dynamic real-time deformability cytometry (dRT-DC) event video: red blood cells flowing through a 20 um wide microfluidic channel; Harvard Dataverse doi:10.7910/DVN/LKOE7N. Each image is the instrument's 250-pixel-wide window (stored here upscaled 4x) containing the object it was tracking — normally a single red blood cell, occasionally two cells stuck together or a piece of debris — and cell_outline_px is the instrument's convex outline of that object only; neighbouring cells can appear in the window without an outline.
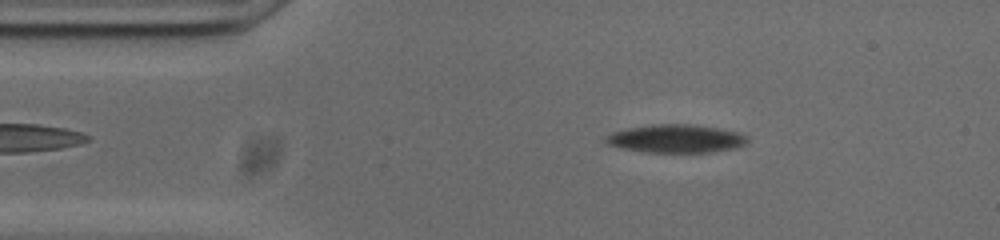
{"species": "common noctule bat (a hibernating species)", "species_latin": "Nyctalus noctula", "temperature_condition": "cold", "stored_images_in_passage": 54, "camera_frame_rate_fps": 3000, "um_per_image_px": 0.085, "animal": {"sex": "male", "body_mass_g": 20.0, "forearm_length_mm": 53.3}, "frame": {"image": 1, "passage_image": 7, "time_ms": 2.0, "image_size_px": [1000, 240], "cell_outline_px": [[748, 140], [744, 144], [732, 148], [708, 152], [648, 152], [624, 148], [608, 144], [604, 140], [612, 132], [628, 128], [656, 124], [692, 124], [716, 128], [736, 132], [748, 136]], "centroid_in_image_um": [57.45, 11.78], "position_along_channel_um": 27.5, "area_um2": 22.77}}
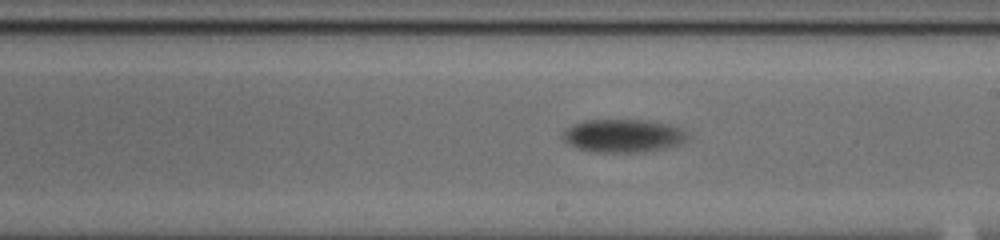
{"frame": {"image": 2, "passage_image": 28, "time_ms": 9.0, "image_size_px": [1000, 240], "cell_outline_px": [[684, 140], [676, 144], [664, 148], [644, 152], [600, 152], [580, 148], [564, 140], [560, 132], [564, 128], [572, 124], [584, 120], [648, 120], [668, 124], [684, 128]], "centroid_in_image_um": [52.91, 11.52], "position_along_channel_um": 236.1, "area_um2": 23.81}}
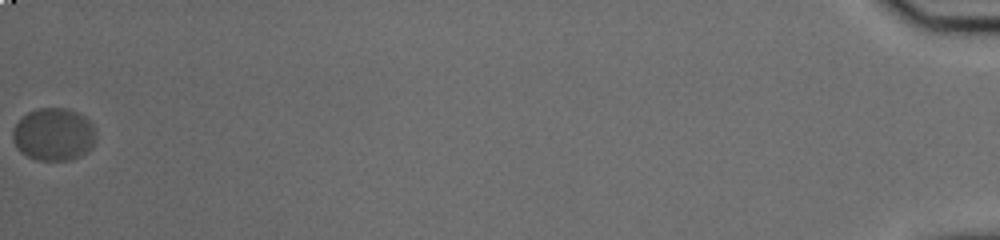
{"frame": {"image": 3, "passage_image": 54, "time_ms": 17.667, "image_size_px": [1000, 240], "cell_outline_px": [[96, 136], [92, 148], [88, 152], [80, 156], [68, 160], [36, 160], [20, 152], [12, 140], [12, 132], [16, 124], [28, 112], [40, 108], [68, 108], [84, 116], [92, 124], [96, 132]], "centroid_in_image_um": [4.58, 11.43], "position_along_channel_um": 430.6, "area_um2": 25.61}, "authors_computed_cell_mechanics": {"area_um2": 23.5535, "velocity_mm_per_s": 3.5865, "shape_relaxation_time_tau1_ms": 3.2687, "shape_relaxation_time_tau2_ms": null, "deformation_change_tau1": 0.0943, "deformation_change_tau2": null}}